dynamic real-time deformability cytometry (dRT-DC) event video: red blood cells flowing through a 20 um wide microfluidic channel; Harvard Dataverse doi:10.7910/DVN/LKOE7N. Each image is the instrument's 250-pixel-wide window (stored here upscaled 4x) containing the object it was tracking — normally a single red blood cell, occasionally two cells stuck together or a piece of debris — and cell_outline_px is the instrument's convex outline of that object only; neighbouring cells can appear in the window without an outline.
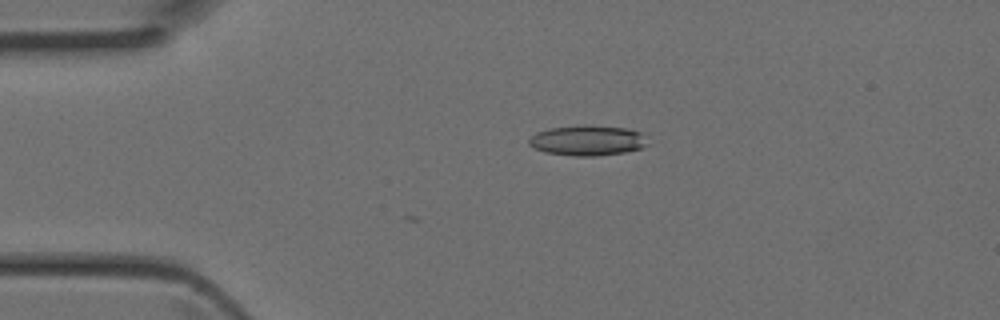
{"species": "Egyptian fruit bat (a non-hibernating species)", "species_latin": "Rousettus aegyptiacus", "temperature_condition": "room temperature", "stored_images_in_passage": 6, "camera_frame_rate_fps": 3000, "um_per_image_px": 0.085, "animal": {"sex": "female"}, "frame": {"image": 1, "passage_image": 3, "time_ms": 0.667, "image_size_px": [1000, 320], "cell_outline_px": [[648, 144], [640, 148], [624, 152], [596, 156], [572, 156], [544, 152], [528, 144], [528, 140], [536, 132], [548, 128], [584, 124], [588, 124], [628, 128], [644, 132]], "centroid_in_image_um": [49.96, 11.92], "position_along_channel_um": 35.0, "area_um2": 21.33}}